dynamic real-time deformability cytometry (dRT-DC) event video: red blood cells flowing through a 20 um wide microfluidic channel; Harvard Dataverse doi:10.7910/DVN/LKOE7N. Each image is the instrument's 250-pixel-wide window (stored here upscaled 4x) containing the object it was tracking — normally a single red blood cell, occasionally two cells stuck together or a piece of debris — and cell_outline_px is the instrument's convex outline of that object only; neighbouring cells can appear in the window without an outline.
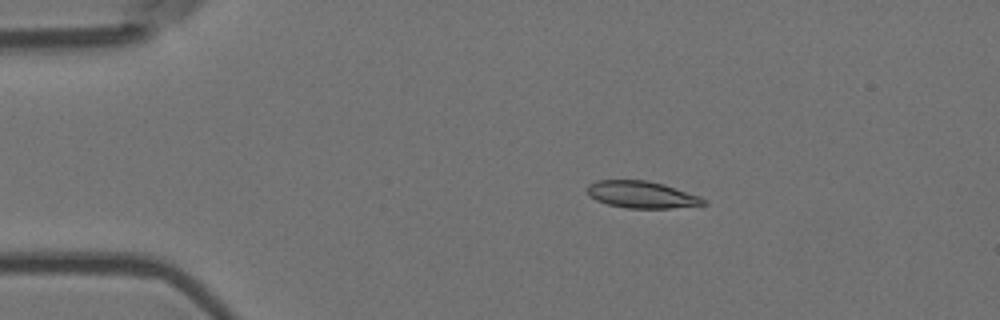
{"species": "Egyptian fruit bat (a non-hibernating species)", "species_latin": "Rousettus aegyptiacus", "temperature_condition": "room temperature", "stored_images_in_passage": 7, "camera_frame_rate_fps": 3000, "um_per_image_px": 0.085, "animal": {"sex": "female"}, "frame": {"image": 1, "passage_image": 3, "time_ms": 0.667, "image_size_px": [1000, 320], "cell_outline_px": [[708, 204], [672, 208], [624, 208], [608, 204], [596, 200], [588, 196], [584, 188], [588, 184], [596, 180], [644, 180], [664, 184], [700, 196], [708, 200]], "centroid_in_image_um": [54.52, 16.54], "position_along_channel_um": 30.5, "area_um2": 18.55}}
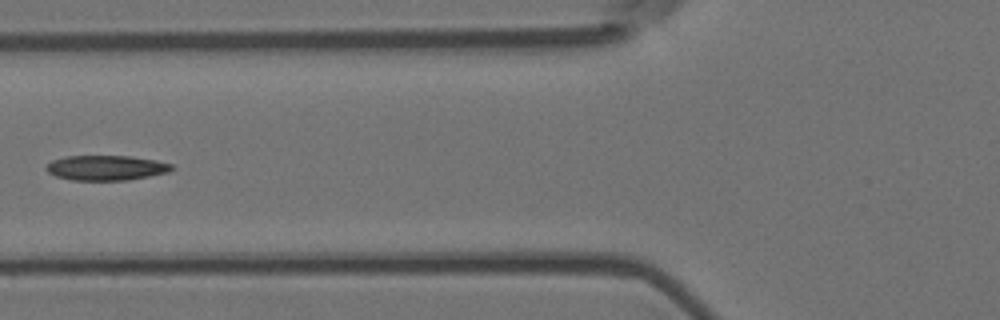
{"frame": {"image": 2, "passage_image": 6, "time_ms": 1.667, "image_size_px": [1000, 320], "cell_outline_px": [[176, 168], [168, 172], [128, 180], [72, 180], [56, 176], [48, 172], [44, 168], [52, 160], [64, 156], [132, 156], [156, 160], [172, 164]], "centroid_in_image_um": [9.03, 14.26], "position_along_channel_um": 116.8, "area_um2": 18.32}}
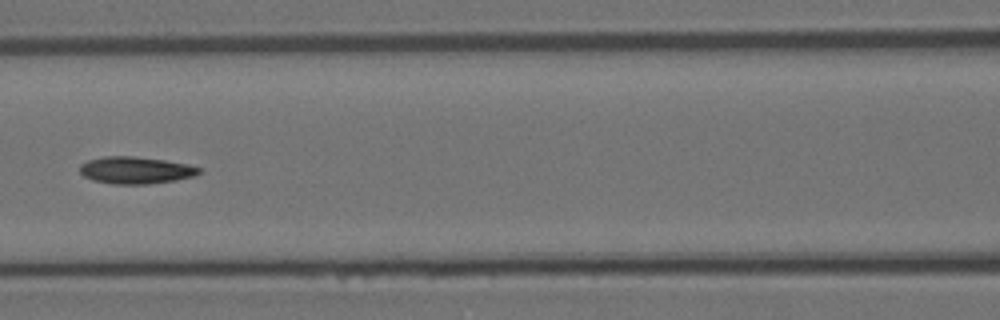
{"frame": {"image": 3, "passage_image": 7, "time_ms": 2.0, "image_size_px": [1000, 320], "cell_outline_px": [[200, 172], [196, 176], [176, 180], [148, 184], [112, 184], [92, 180], [84, 176], [80, 172], [80, 164], [88, 160], [104, 156], [132, 156], [164, 160], [188, 164], [200, 168]], "centroid_in_image_um": [11.52, 14.47], "position_along_channel_um": 155.1, "area_um2": 18.84}}